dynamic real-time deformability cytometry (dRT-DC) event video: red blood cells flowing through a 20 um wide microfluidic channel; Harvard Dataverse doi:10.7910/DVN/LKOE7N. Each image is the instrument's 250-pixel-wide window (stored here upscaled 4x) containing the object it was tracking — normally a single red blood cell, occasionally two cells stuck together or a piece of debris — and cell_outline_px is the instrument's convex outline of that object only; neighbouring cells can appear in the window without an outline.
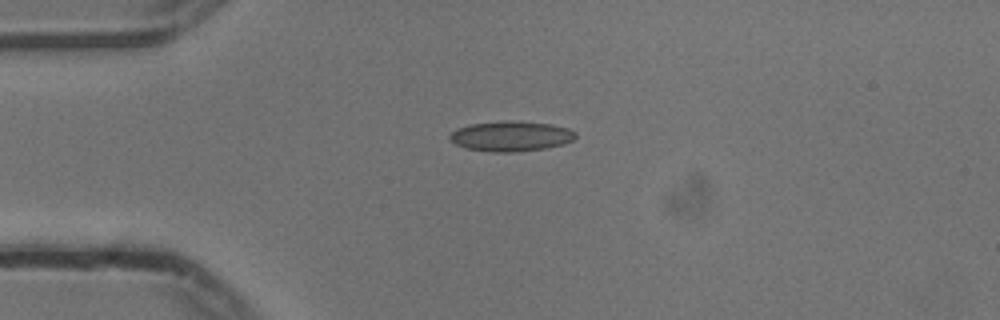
{"species": "common noctule bat (a hibernating species)", "species_latin": "Nyctalus noctula", "temperature_condition": "cold", "stored_images_in_passage": 42, "camera_frame_rate_fps": 3000, "um_per_image_px": 0.085, "animal": {"sex": "male", "body_mass_g": 13.3}, "frame": {"image": 1, "passage_image": 1, "time_ms": 0.0, "image_size_px": [1000, 320], "cell_outline_px": [[576, 136], [572, 140], [564, 144], [544, 148], [512, 152], [488, 152], [464, 148], [456, 144], [448, 136], [456, 128], [472, 124], [504, 120], [516, 120], [552, 124], [568, 128], [576, 132]], "centroid_in_image_um": [43.43, 11.56], "position_along_channel_um": 41.6, "area_um2": 22.25}}
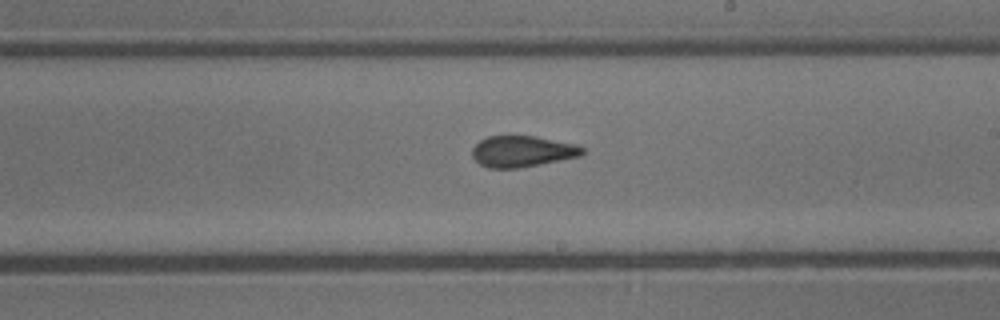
{"frame": {"image": 2, "passage_image": 19, "time_ms": 6.0, "image_size_px": [1000, 320], "cell_outline_px": [[584, 152], [580, 156], [520, 168], [488, 168], [480, 164], [472, 156], [472, 148], [480, 140], [488, 136], [536, 136], [580, 144], [584, 148]], "centroid_in_image_um": [44.42, 12.86], "position_along_channel_um": 244.6, "area_um2": 20.17}}
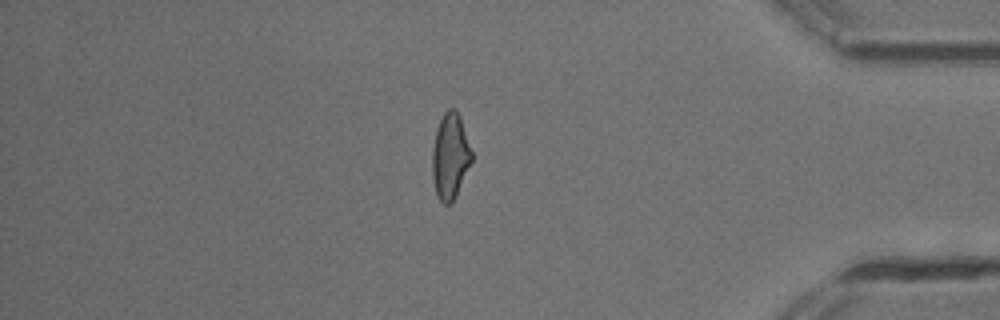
{"frame": {"image": 3, "passage_image": 34, "time_ms": 11.0, "image_size_px": [1000, 320], "cell_outline_px": [[472, 160], [456, 196], [452, 204], [444, 204], [440, 200], [436, 192], [432, 176], [432, 152], [436, 128], [444, 112], [448, 108], [452, 108], [460, 116], [472, 152]], "centroid_in_image_um": [38.26, 13.29], "position_along_channel_um": 396.9, "area_um2": 19.59}, "authors_computed_cell_mechanics": {"area_um2": 20.2011, "velocity_mm_per_s": 3.7592, "shape_relaxation_time_tau1_ms": 7.3815, "shape_relaxation_time_tau2_ms": 1.5985, "deformation_change_tau1": 0.143, "deformation_change_tau2": 0.0689}}